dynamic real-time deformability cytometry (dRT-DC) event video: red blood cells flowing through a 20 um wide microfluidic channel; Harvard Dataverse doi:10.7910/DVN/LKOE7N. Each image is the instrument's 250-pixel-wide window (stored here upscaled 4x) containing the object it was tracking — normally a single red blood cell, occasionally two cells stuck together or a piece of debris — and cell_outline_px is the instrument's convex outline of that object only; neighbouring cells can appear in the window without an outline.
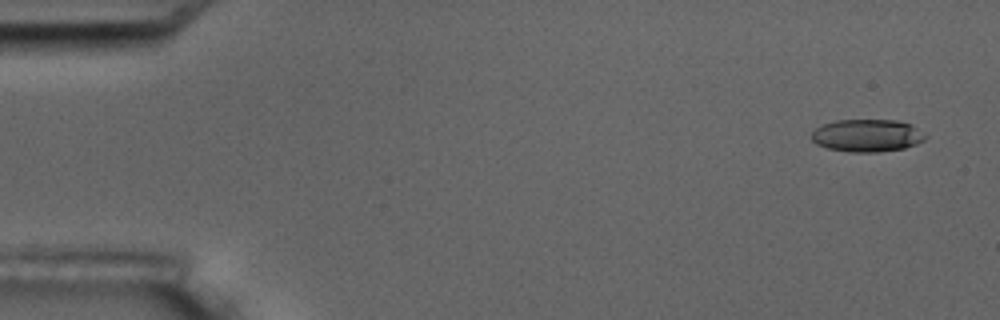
{"species": "common noctule bat (a hibernating species)", "species_latin": "Nyctalus noctula", "temperature_condition": "room temperature", "stored_images_in_passage": 5, "camera_frame_rate_fps": 3000, "um_per_image_px": 0.085, "animal": {"sex": "male", "body_mass_g": 17.5, "forearm_length_mm": 52.3}, "frame": {"image": 1, "passage_image": 1, "time_ms": 0.0, "image_size_px": [1000, 320], "cell_outline_px": [[928, 136], [924, 140], [916, 144], [904, 148], [876, 152], [848, 152], [828, 148], [816, 144], [812, 140], [812, 132], [816, 128], [824, 124], [836, 120], [900, 120], [912, 124]], "centroid_in_image_um": [73.73, 11.51], "position_along_channel_um": 11.3, "area_um2": 21.68}}
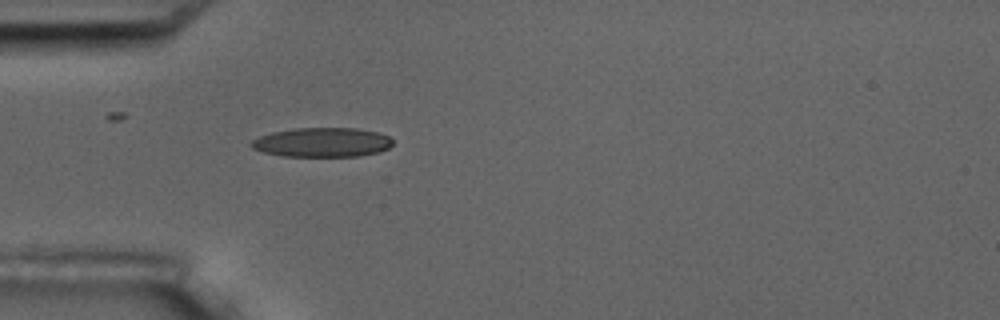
{"frame": {"image": 2, "passage_image": 5, "time_ms": 4.667, "image_size_px": [1000, 320], "cell_outline_px": [[392, 144], [388, 148], [380, 152], [360, 156], [284, 156], [264, 152], [252, 148], [248, 144], [252, 140], [260, 136], [272, 132], [296, 128], [356, 128], [380, 132], [388, 136], [392, 140]], "centroid_in_image_um": [27.4, 12.09], "position_along_channel_um": 57.6, "area_um2": 24.28}}